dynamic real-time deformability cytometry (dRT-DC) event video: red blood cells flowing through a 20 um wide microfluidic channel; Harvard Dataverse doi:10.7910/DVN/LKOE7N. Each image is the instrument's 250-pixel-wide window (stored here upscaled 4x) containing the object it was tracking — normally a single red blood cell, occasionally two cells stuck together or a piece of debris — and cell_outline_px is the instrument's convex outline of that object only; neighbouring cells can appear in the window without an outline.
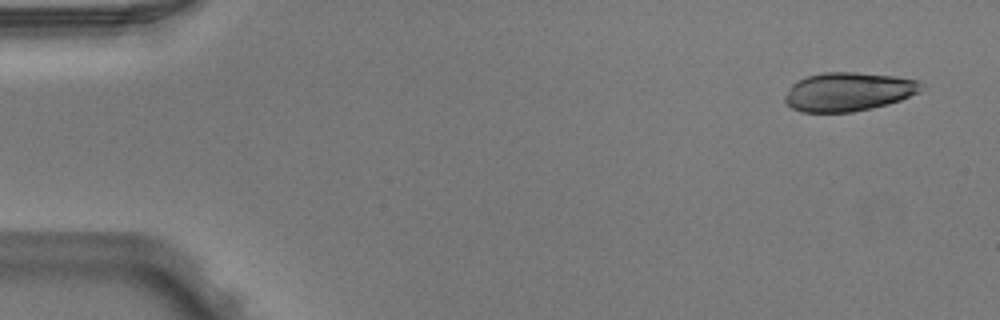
{"species": "Egyptian fruit bat (a non-hibernating species)", "species_latin": "Rousettus aegyptiacus", "temperature_condition": "warm", "stored_images_in_passage": 5, "camera_frame_rate_fps": 3000, "um_per_image_px": 0.085, "animal": {"sex": "male"}, "frame": {"image": 1, "passage_image": 1, "time_ms": 0.0, "image_size_px": [1000, 320], "cell_outline_px": [[924, 88], [920, 92], [900, 100], [888, 104], [872, 108], [852, 112], [800, 112], [792, 108], [784, 100], [784, 96], [792, 84], [796, 80], [808, 76], [824, 72], [856, 72], [896, 76], [920, 80], [924, 84]], "centroid_in_image_um": [72.14, 7.79], "position_along_channel_um": 12.9, "area_um2": 31.1}}